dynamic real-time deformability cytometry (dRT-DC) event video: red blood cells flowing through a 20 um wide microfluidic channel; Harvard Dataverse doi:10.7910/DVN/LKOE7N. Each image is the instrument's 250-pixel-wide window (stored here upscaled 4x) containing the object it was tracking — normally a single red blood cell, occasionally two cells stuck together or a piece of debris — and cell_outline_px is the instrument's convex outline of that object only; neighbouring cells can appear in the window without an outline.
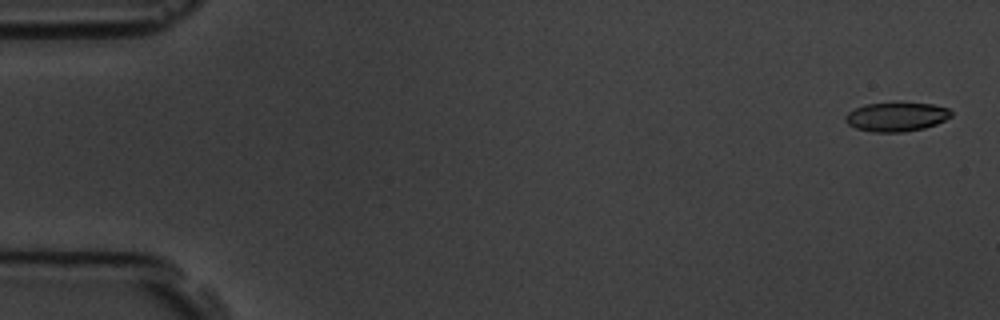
{"species": "common noctule bat (a hibernating species)", "species_latin": "Nyctalus noctula", "temperature_condition": "room temperature", "stored_images_in_passage": 5, "camera_frame_rate_fps": 3000, "um_per_image_px": 0.085, "animal": {"sex": "male", "body_mass_g": 19.5, "forearm_length_mm": 54.6}, "frame": {"image": 1, "passage_image": 1, "time_ms": 0.0, "image_size_px": [1000, 320], "cell_outline_px": [[952, 116], [936, 124], [924, 128], [904, 132], [872, 132], [856, 128], [848, 124], [844, 120], [844, 116], [848, 112], [864, 104], [932, 104], [948, 108], [952, 112]], "centroid_in_image_um": [76.18, 9.95], "position_along_channel_um": 8.8, "area_um2": 17.63}}
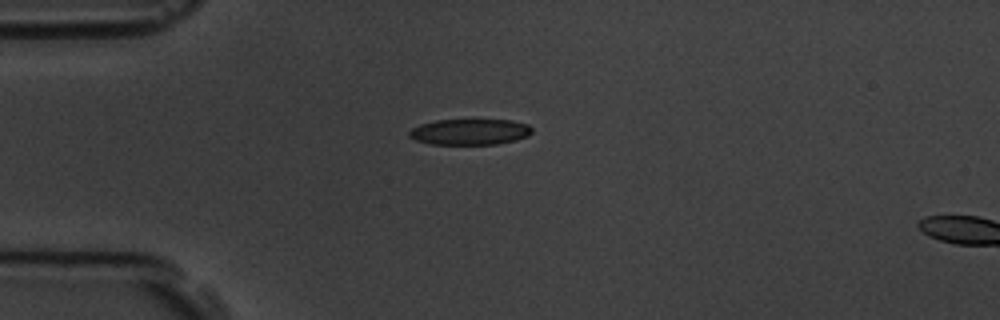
{"frame": {"image": 2, "passage_image": 4, "time_ms": 4.333, "image_size_px": [1000, 320], "cell_outline_px": [[532, 132], [528, 136], [516, 140], [496, 144], [428, 144], [416, 140], [408, 136], [408, 132], [412, 128], [420, 124], [436, 120], [512, 120], [528, 124], [532, 128]], "centroid_in_image_um": [39.94, 11.21], "position_along_channel_um": 45.1, "area_um2": 18.61}}